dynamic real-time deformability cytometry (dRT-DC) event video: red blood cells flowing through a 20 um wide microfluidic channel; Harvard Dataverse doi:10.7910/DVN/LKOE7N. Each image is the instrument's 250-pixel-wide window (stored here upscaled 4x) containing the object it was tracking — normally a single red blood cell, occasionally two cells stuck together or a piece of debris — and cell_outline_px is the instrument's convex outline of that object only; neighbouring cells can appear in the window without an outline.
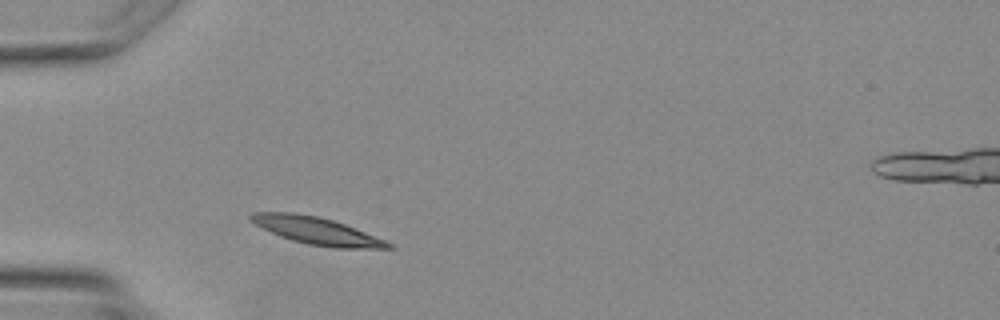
{"species": "Egyptian fruit bat (a non-hibernating species)", "species_latin": "Rousettus aegyptiacus", "temperature_condition": "warm", "stored_images_in_passage": 1, "camera_frame_rate_fps": 3000, "um_per_image_px": 0.085, "animal": {"sex": "female"}, "frame": {"image": 1, "passage_image": 1, "time_ms": 0.0, "image_size_px": [1000, 320], "cell_outline_px": [[392, 248], [332, 248], [308, 244], [292, 240], [280, 236], [248, 220], [248, 216], [252, 212], [296, 212], [320, 216], [344, 224], [384, 240], [392, 244]], "centroid_in_image_um": [26.86, 19.6], "position_along_channel_um": 58.1, "area_um2": 21.62}}